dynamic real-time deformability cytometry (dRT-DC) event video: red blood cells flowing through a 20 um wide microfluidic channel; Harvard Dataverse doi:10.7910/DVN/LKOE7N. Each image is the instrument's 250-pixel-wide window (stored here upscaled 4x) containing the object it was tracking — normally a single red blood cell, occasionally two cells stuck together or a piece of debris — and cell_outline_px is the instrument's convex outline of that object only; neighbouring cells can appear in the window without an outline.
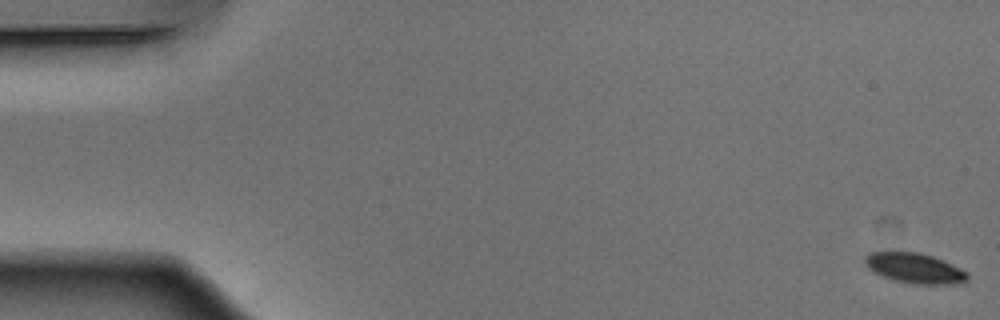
{"species": "Egyptian fruit bat (a non-hibernating species)", "species_latin": "Rousettus aegyptiacus", "temperature_condition": "warm", "stored_images_in_passage": 54, "segment_of_instrument_passage": [1, 2], "camera_frame_rate_fps": 3000, "um_per_image_px": 0.085, "animal": {"sex": "male"}, "frame": {"image": 1, "passage_image": 1, "time_ms": 0.0, "image_size_px": [1000, 320], "cell_outline_px": [[968, 280], [952, 284], [912, 284], [892, 280], [868, 268], [864, 264], [864, 256], [868, 252], [920, 252], [932, 256], [952, 264], [968, 272]], "centroid_in_image_um": [77.73, 22.79], "position_along_channel_um": 7.3, "area_um2": 18.03}}
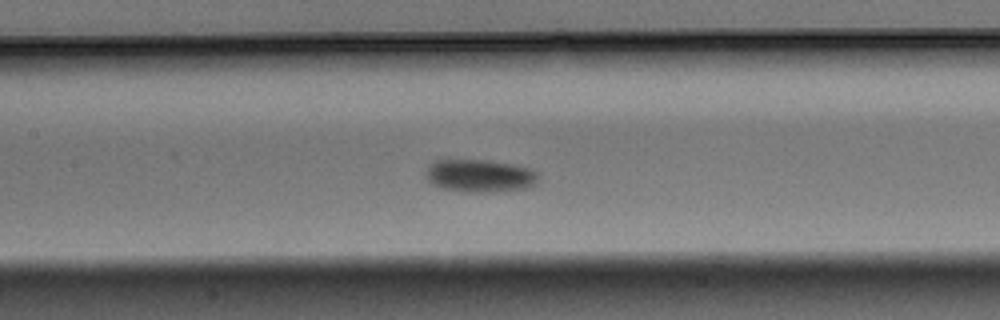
{"frame": {"image": 2, "passage_image": 25, "time_ms": 8.0, "image_size_px": [1000, 320], "cell_outline_px": [[540, 180], [536, 184], [528, 188], [496, 192], [464, 192], [440, 188], [432, 184], [424, 176], [424, 172], [428, 164], [432, 160], [488, 160], [512, 164], [528, 168], [536, 172], [540, 176]], "centroid_in_image_um": [40.76, 14.95], "position_along_channel_um": 166.6, "area_um2": 22.02}}
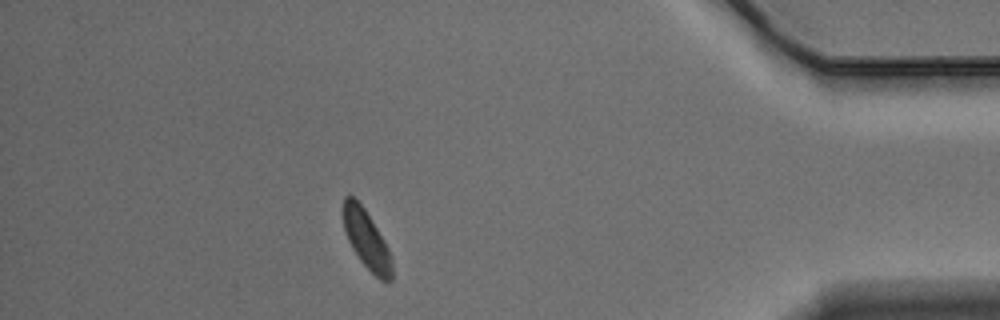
{"frame": {"image": 3, "passage_image": 47, "time_ms": 15.333, "image_size_px": [1000, 320], "cell_outline_px": [[392, 280], [380, 280], [360, 260], [352, 248], [344, 232], [340, 212], [340, 208], [344, 196], [352, 196], [364, 208], [384, 240], [392, 260]], "centroid_in_image_um": [31.08, 20.3], "position_along_channel_um": 404.1, "area_um2": 16.76}}